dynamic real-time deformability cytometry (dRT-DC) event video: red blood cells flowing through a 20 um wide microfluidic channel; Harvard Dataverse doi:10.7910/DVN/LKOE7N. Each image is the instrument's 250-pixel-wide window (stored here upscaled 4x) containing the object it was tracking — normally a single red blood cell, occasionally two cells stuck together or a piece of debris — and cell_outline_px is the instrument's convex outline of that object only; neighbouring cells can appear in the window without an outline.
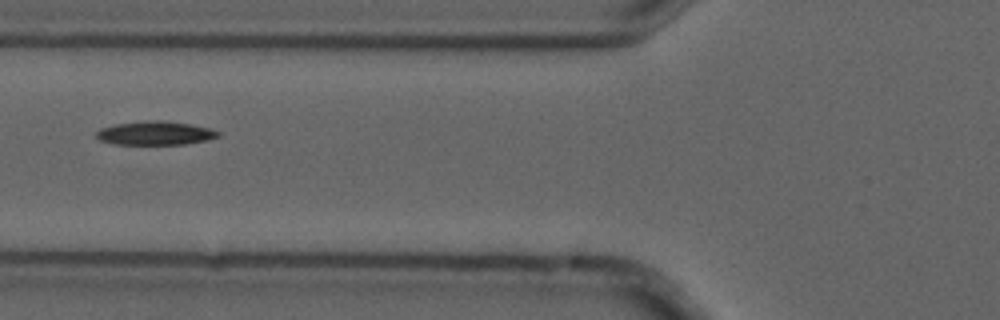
{"species": "common noctule bat (a hibernating species)", "species_latin": "Nyctalus noctula", "temperature_condition": "cold", "stored_images_in_passage": 4, "camera_frame_rate_fps": 3000, "um_per_image_px": 0.085, "animal": {"sex": "male", "forearm_length_mm": 52.5}, "frame": {"image": 1, "passage_image": 4, "time_ms": 1.0, "image_size_px": [1000, 320], "cell_outline_px": [[220, 136], [208, 140], [184, 144], [112, 144], [100, 140], [96, 136], [96, 132], [100, 128], [116, 124], [152, 120], [164, 120], [188, 124], [208, 128], [220, 132]], "centroid_in_image_um": [13.19, 11.32], "position_along_channel_um": 112.6, "area_um2": 16.7}}